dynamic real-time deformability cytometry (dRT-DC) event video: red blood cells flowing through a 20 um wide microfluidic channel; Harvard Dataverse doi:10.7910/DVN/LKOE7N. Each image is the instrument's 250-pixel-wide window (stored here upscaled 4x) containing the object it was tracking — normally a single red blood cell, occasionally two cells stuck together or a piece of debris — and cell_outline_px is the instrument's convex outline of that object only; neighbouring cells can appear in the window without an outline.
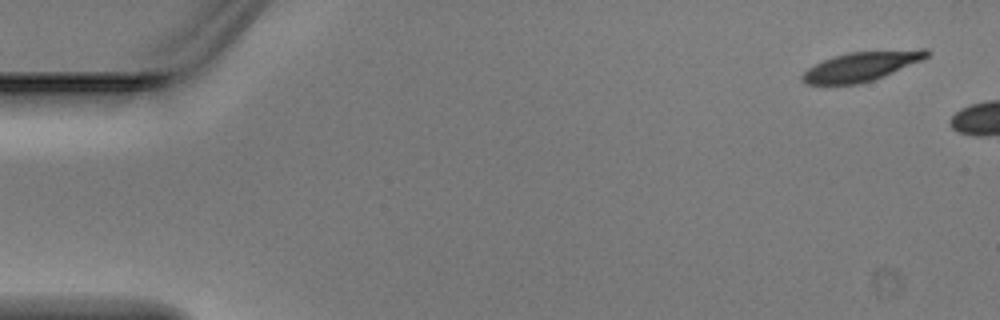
{"species": "Egyptian fruit bat (a non-hibernating species)", "species_latin": "Rousettus aegyptiacus", "temperature_condition": "warm", "stored_images_in_passage": 3, "camera_frame_rate_fps": 3000, "um_per_image_px": 0.085, "animal": {"sex": "male"}, "frame": {"image": 1, "passage_image": 1, "time_ms": 0.0, "image_size_px": [1000, 320], "cell_outline_px": [[928, 56], [920, 60], [884, 76], [872, 80], [856, 84], [804, 84], [800, 80], [800, 76], [808, 68], [832, 56], [848, 52], [920, 48], [928, 48]], "centroid_in_image_um": [73.19, 5.62], "position_along_channel_um": 11.8, "area_um2": 21.27}}